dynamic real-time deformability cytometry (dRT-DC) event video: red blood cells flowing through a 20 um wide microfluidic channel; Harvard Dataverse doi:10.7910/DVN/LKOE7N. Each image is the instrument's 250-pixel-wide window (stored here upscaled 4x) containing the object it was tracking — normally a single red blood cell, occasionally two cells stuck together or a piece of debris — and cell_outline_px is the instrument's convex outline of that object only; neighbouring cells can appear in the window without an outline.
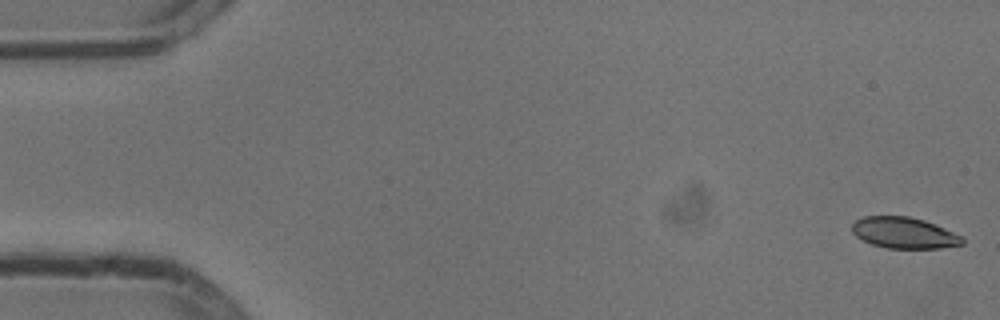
{"species": "common noctule bat (a hibernating species)", "species_latin": "Nyctalus noctula", "temperature_condition": "cold", "stored_images_in_passage": 54, "camera_frame_rate_fps": 3000, "um_per_image_px": 0.085, "animal": {"sex": "male", "body_mass_g": 13.3}, "frame": {"image": 1, "passage_image": 1, "time_ms": 0.0, "image_size_px": [1000, 320], "cell_outline_px": [[964, 244], [940, 248], [888, 248], [872, 244], [856, 236], [852, 232], [852, 224], [856, 220], [864, 216], [908, 216], [924, 220], [964, 236]], "centroid_in_image_um": [76.87, 19.79], "position_along_channel_um": 8.1, "area_um2": 20.0}}
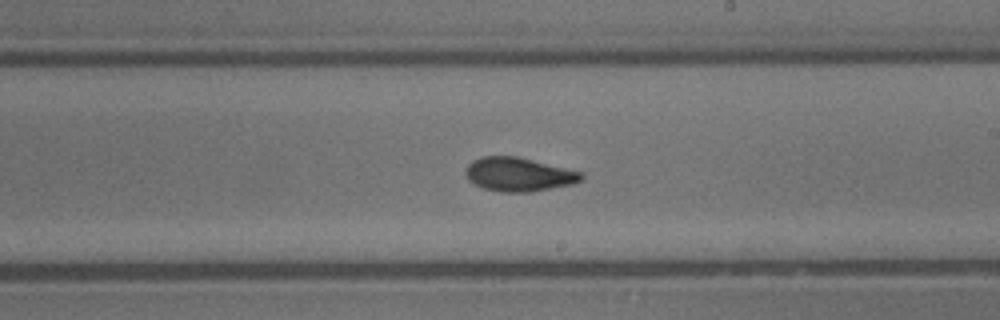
{"frame": {"image": 2, "passage_image": 31, "time_ms": 10.0, "image_size_px": [1000, 320], "cell_outline_px": [[584, 176], [580, 180], [572, 184], [528, 192], [500, 192], [484, 188], [468, 180], [468, 164], [472, 160], [480, 156], [516, 156], [584, 172]], "centroid_in_image_um": [44.11, 14.81], "position_along_channel_um": 244.9, "area_um2": 22.54}}
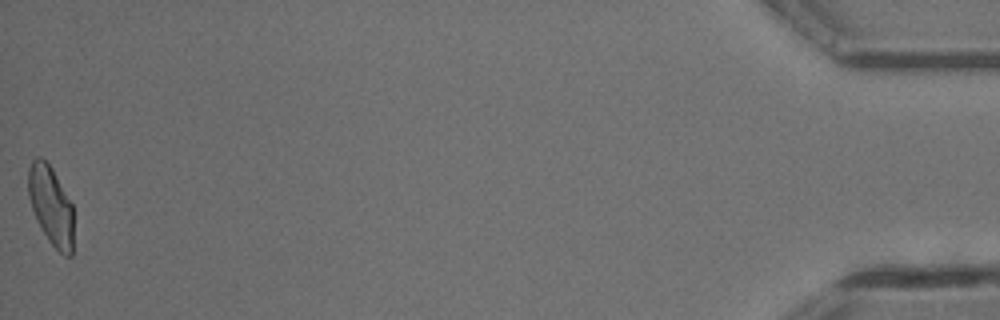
{"frame": {"image": 3, "passage_image": 54, "time_ms": 17.667, "image_size_px": [1000, 320], "cell_outline_px": [[72, 256], [64, 256], [48, 240], [36, 220], [28, 196], [28, 168], [32, 160], [36, 156], [40, 156], [52, 168], [72, 204]], "centroid_in_image_um": [4.31, 17.46], "position_along_channel_um": 430.9, "area_um2": 20.69}, "authors_computed_cell_mechanics": {"area_um2": 21.8484, "velocity_mm_per_s": 3.7777, "shape_relaxation_time_tau1_ms": 3.7866, "shape_relaxation_time_tau2_ms": 2.2347, "deformation_change_tau1": 0.1345, "deformation_change_tau2": 0.07}}